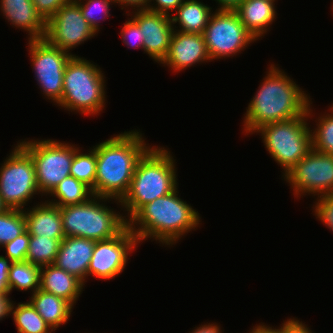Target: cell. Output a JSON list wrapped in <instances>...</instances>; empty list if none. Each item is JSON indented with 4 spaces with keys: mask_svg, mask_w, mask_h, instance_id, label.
I'll list each match as a JSON object with an SVG mask.
<instances>
[{
    "mask_svg": "<svg viewBox=\"0 0 333 333\" xmlns=\"http://www.w3.org/2000/svg\"><path fill=\"white\" fill-rule=\"evenodd\" d=\"M271 64L243 119L245 135L268 124L301 117L307 113L310 96L280 67Z\"/></svg>",
    "mask_w": 333,
    "mask_h": 333,
    "instance_id": "6da1fadb",
    "label": "cell"
},
{
    "mask_svg": "<svg viewBox=\"0 0 333 333\" xmlns=\"http://www.w3.org/2000/svg\"><path fill=\"white\" fill-rule=\"evenodd\" d=\"M142 135L133 129L95 145V196L121 201L127 194L136 165L151 146Z\"/></svg>",
    "mask_w": 333,
    "mask_h": 333,
    "instance_id": "7a4b0ae2",
    "label": "cell"
},
{
    "mask_svg": "<svg viewBox=\"0 0 333 333\" xmlns=\"http://www.w3.org/2000/svg\"><path fill=\"white\" fill-rule=\"evenodd\" d=\"M178 187L166 196L144 205L129 221L140 244L148 238L167 247L194 231L201 223L198 211L178 197ZM137 227V228H136Z\"/></svg>",
    "mask_w": 333,
    "mask_h": 333,
    "instance_id": "3957f363",
    "label": "cell"
},
{
    "mask_svg": "<svg viewBox=\"0 0 333 333\" xmlns=\"http://www.w3.org/2000/svg\"><path fill=\"white\" fill-rule=\"evenodd\" d=\"M165 147L151 146L139 159L127 194L120 201L127 222L146 204L178 187L175 159ZM128 217V218H127Z\"/></svg>",
    "mask_w": 333,
    "mask_h": 333,
    "instance_id": "277c9868",
    "label": "cell"
},
{
    "mask_svg": "<svg viewBox=\"0 0 333 333\" xmlns=\"http://www.w3.org/2000/svg\"><path fill=\"white\" fill-rule=\"evenodd\" d=\"M105 76L101 68L85 58L72 56L63 75V94L56 104L67 111L99 115L106 105Z\"/></svg>",
    "mask_w": 333,
    "mask_h": 333,
    "instance_id": "5b68a950",
    "label": "cell"
},
{
    "mask_svg": "<svg viewBox=\"0 0 333 333\" xmlns=\"http://www.w3.org/2000/svg\"><path fill=\"white\" fill-rule=\"evenodd\" d=\"M109 200L120 206L119 200L94 195L84 203L60 207L65 237L100 241L118 235L128 222L124 213L106 205Z\"/></svg>",
    "mask_w": 333,
    "mask_h": 333,
    "instance_id": "8992f818",
    "label": "cell"
},
{
    "mask_svg": "<svg viewBox=\"0 0 333 333\" xmlns=\"http://www.w3.org/2000/svg\"><path fill=\"white\" fill-rule=\"evenodd\" d=\"M311 104L305 115L265 125L255 132L261 134L269 155L282 167V177L312 149L311 126L307 122L314 116Z\"/></svg>",
    "mask_w": 333,
    "mask_h": 333,
    "instance_id": "52a82bcc",
    "label": "cell"
},
{
    "mask_svg": "<svg viewBox=\"0 0 333 333\" xmlns=\"http://www.w3.org/2000/svg\"><path fill=\"white\" fill-rule=\"evenodd\" d=\"M18 143L33 159L41 197L48 196L64 178L70 176L74 152L78 148L74 144L52 139H24Z\"/></svg>",
    "mask_w": 333,
    "mask_h": 333,
    "instance_id": "ba28073f",
    "label": "cell"
},
{
    "mask_svg": "<svg viewBox=\"0 0 333 333\" xmlns=\"http://www.w3.org/2000/svg\"><path fill=\"white\" fill-rule=\"evenodd\" d=\"M9 154L0 164V196L9 209L24 210L32 197L40 194L35 165L18 142Z\"/></svg>",
    "mask_w": 333,
    "mask_h": 333,
    "instance_id": "9c48e42d",
    "label": "cell"
},
{
    "mask_svg": "<svg viewBox=\"0 0 333 333\" xmlns=\"http://www.w3.org/2000/svg\"><path fill=\"white\" fill-rule=\"evenodd\" d=\"M211 61L241 54L257 41L235 11L215 10L203 32Z\"/></svg>",
    "mask_w": 333,
    "mask_h": 333,
    "instance_id": "30bf717a",
    "label": "cell"
},
{
    "mask_svg": "<svg viewBox=\"0 0 333 333\" xmlns=\"http://www.w3.org/2000/svg\"><path fill=\"white\" fill-rule=\"evenodd\" d=\"M27 47L35 79L42 94L57 104L63 94V75L66 64L75 54L51 45L45 38L30 39Z\"/></svg>",
    "mask_w": 333,
    "mask_h": 333,
    "instance_id": "8fae6325",
    "label": "cell"
},
{
    "mask_svg": "<svg viewBox=\"0 0 333 333\" xmlns=\"http://www.w3.org/2000/svg\"><path fill=\"white\" fill-rule=\"evenodd\" d=\"M295 198L333 193V155L313 148L290 171L283 176Z\"/></svg>",
    "mask_w": 333,
    "mask_h": 333,
    "instance_id": "7c38bea8",
    "label": "cell"
},
{
    "mask_svg": "<svg viewBox=\"0 0 333 333\" xmlns=\"http://www.w3.org/2000/svg\"><path fill=\"white\" fill-rule=\"evenodd\" d=\"M139 243L128 225L116 236L95 241L92 258L88 267V276L100 280L113 279L122 273L128 263V255Z\"/></svg>",
    "mask_w": 333,
    "mask_h": 333,
    "instance_id": "4fadbf2b",
    "label": "cell"
},
{
    "mask_svg": "<svg viewBox=\"0 0 333 333\" xmlns=\"http://www.w3.org/2000/svg\"><path fill=\"white\" fill-rule=\"evenodd\" d=\"M97 33L82 16L79 5L71 0L62 5L46 22L45 39L68 53Z\"/></svg>",
    "mask_w": 333,
    "mask_h": 333,
    "instance_id": "5bb4252c",
    "label": "cell"
},
{
    "mask_svg": "<svg viewBox=\"0 0 333 333\" xmlns=\"http://www.w3.org/2000/svg\"><path fill=\"white\" fill-rule=\"evenodd\" d=\"M133 15H130V14ZM144 34L143 51L161 64L169 52L174 28L169 15L148 9L135 10L127 14Z\"/></svg>",
    "mask_w": 333,
    "mask_h": 333,
    "instance_id": "9a60e30c",
    "label": "cell"
},
{
    "mask_svg": "<svg viewBox=\"0 0 333 333\" xmlns=\"http://www.w3.org/2000/svg\"><path fill=\"white\" fill-rule=\"evenodd\" d=\"M212 62L203 34L174 30L169 52L161 64L173 72L186 70L195 64ZM166 65V66H165Z\"/></svg>",
    "mask_w": 333,
    "mask_h": 333,
    "instance_id": "2e32d148",
    "label": "cell"
},
{
    "mask_svg": "<svg viewBox=\"0 0 333 333\" xmlns=\"http://www.w3.org/2000/svg\"><path fill=\"white\" fill-rule=\"evenodd\" d=\"M95 241L79 237H65L60 245L55 265L76 276L84 284L88 279V267L92 258Z\"/></svg>",
    "mask_w": 333,
    "mask_h": 333,
    "instance_id": "e0dca14e",
    "label": "cell"
},
{
    "mask_svg": "<svg viewBox=\"0 0 333 333\" xmlns=\"http://www.w3.org/2000/svg\"><path fill=\"white\" fill-rule=\"evenodd\" d=\"M0 11L10 25L28 33V40L45 37L46 22L35 10L32 0H0Z\"/></svg>",
    "mask_w": 333,
    "mask_h": 333,
    "instance_id": "ac0fdd59",
    "label": "cell"
},
{
    "mask_svg": "<svg viewBox=\"0 0 333 333\" xmlns=\"http://www.w3.org/2000/svg\"><path fill=\"white\" fill-rule=\"evenodd\" d=\"M24 215L29 235L58 240L65 238L59 206L45 200L30 209H24Z\"/></svg>",
    "mask_w": 333,
    "mask_h": 333,
    "instance_id": "d6986e66",
    "label": "cell"
},
{
    "mask_svg": "<svg viewBox=\"0 0 333 333\" xmlns=\"http://www.w3.org/2000/svg\"><path fill=\"white\" fill-rule=\"evenodd\" d=\"M84 283L55 264L41 266L39 289L69 301L73 306L82 294Z\"/></svg>",
    "mask_w": 333,
    "mask_h": 333,
    "instance_id": "ffe728a7",
    "label": "cell"
},
{
    "mask_svg": "<svg viewBox=\"0 0 333 333\" xmlns=\"http://www.w3.org/2000/svg\"><path fill=\"white\" fill-rule=\"evenodd\" d=\"M275 0H244L234 11L258 41L276 19Z\"/></svg>",
    "mask_w": 333,
    "mask_h": 333,
    "instance_id": "44dd1931",
    "label": "cell"
},
{
    "mask_svg": "<svg viewBox=\"0 0 333 333\" xmlns=\"http://www.w3.org/2000/svg\"><path fill=\"white\" fill-rule=\"evenodd\" d=\"M29 299L31 305L53 331L68 323L75 307L69 301L41 289L31 294Z\"/></svg>",
    "mask_w": 333,
    "mask_h": 333,
    "instance_id": "7402d4cb",
    "label": "cell"
},
{
    "mask_svg": "<svg viewBox=\"0 0 333 333\" xmlns=\"http://www.w3.org/2000/svg\"><path fill=\"white\" fill-rule=\"evenodd\" d=\"M175 11V16L170 15L174 30L197 34H203L213 12L210 6L200 0H185ZM176 23L179 26L176 27ZM178 27L180 29H176Z\"/></svg>",
    "mask_w": 333,
    "mask_h": 333,
    "instance_id": "603a6c76",
    "label": "cell"
},
{
    "mask_svg": "<svg viewBox=\"0 0 333 333\" xmlns=\"http://www.w3.org/2000/svg\"><path fill=\"white\" fill-rule=\"evenodd\" d=\"M49 195L54 199L46 201L59 207L81 204L94 196L89 186L72 176L64 178Z\"/></svg>",
    "mask_w": 333,
    "mask_h": 333,
    "instance_id": "cb8c5ba5",
    "label": "cell"
},
{
    "mask_svg": "<svg viewBox=\"0 0 333 333\" xmlns=\"http://www.w3.org/2000/svg\"><path fill=\"white\" fill-rule=\"evenodd\" d=\"M11 306V316L18 333H54L29 301Z\"/></svg>",
    "mask_w": 333,
    "mask_h": 333,
    "instance_id": "d4e9b609",
    "label": "cell"
},
{
    "mask_svg": "<svg viewBox=\"0 0 333 333\" xmlns=\"http://www.w3.org/2000/svg\"><path fill=\"white\" fill-rule=\"evenodd\" d=\"M41 267L30 262H13L9 271V288L19 291L30 290L33 294L40 286Z\"/></svg>",
    "mask_w": 333,
    "mask_h": 333,
    "instance_id": "484cf974",
    "label": "cell"
},
{
    "mask_svg": "<svg viewBox=\"0 0 333 333\" xmlns=\"http://www.w3.org/2000/svg\"><path fill=\"white\" fill-rule=\"evenodd\" d=\"M62 240L30 235L26 261L38 266L54 264Z\"/></svg>",
    "mask_w": 333,
    "mask_h": 333,
    "instance_id": "4316f807",
    "label": "cell"
},
{
    "mask_svg": "<svg viewBox=\"0 0 333 333\" xmlns=\"http://www.w3.org/2000/svg\"><path fill=\"white\" fill-rule=\"evenodd\" d=\"M78 148L74 152L71 163L70 176L85 183L91 189L95 187L96 180V152L93 146L87 153ZM83 152V153H82Z\"/></svg>",
    "mask_w": 333,
    "mask_h": 333,
    "instance_id": "83f0119b",
    "label": "cell"
},
{
    "mask_svg": "<svg viewBox=\"0 0 333 333\" xmlns=\"http://www.w3.org/2000/svg\"><path fill=\"white\" fill-rule=\"evenodd\" d=\"M329 110L330 114L325 112L315 120L316 128L311 130L312 148L333 155V103Z\"/></svg>",
    "mask_w": 333,
    "mask_h": 333,
    "instance_id": "f1b7e54d",
    "label": "cell"
},
{
    "mask_svg": "<svg viewBox=\"0 0 333 333\" xmlns=\"http://www.w3.org/2000/svg\"><path fill=\"white\" fill-rule=\"evenodd\" d=\"M26 231L24 210L9 209L0 214V248Z\"/></svg>",
    "mask_w": 333,
    "mask_h": 333,
    "instance_id": "f546056e",
    "label": "cell"
},
{
    "mask_svg": "<svg viewBox=\"0 0 333 333\" xmlns=\"http://www.w3.org/2000/svg\"><path fill=\"white\" fill-rule=\"evenodd\" d=\"M80 7L82 16L87 20L93 30L98 33L100 31V21L109 18L111 14L109 9L114 3L113 0H74ZM86 1V2H84ZM111 5V6H110ZM102 14L104 18L98 19L96 16Z\"/></svg>",
    "mask_w": 333,
    "mask_h": 333,
    "instance_id": "4dcf8cb0",
    "label": "cell"
},
{
    "mask_svg": "<svg viewBox=\"0 0 333 333\" xmlns=\"http://www.w3.org/2000/svg\"><path fill=\"white\" fill-rule=\"evenodd\" d=\"M30 235L26 230L21 235L17 236L13 241L5 244L3 248L6 251V257L12 262H25L28 253Z\"/></svg>",
    "mask_w": 333,
    "mask_h": 333,
    "instance_id": "1f68e13d",
    "label": "cell"
},
{
    "mask_svg": "<svg viewBox=\"0 0 333 333\" xmlns=\"http://www.w3.org/2000/svg\"><path fill=\"white\" fill-rule=\"evenodd\" d=\"M312 210L316 218L333 232V193L315 198Z\"/></svg>",
    "mask_w": 333,
    "mask_h": 333,
    "instance_id": "d6a6232c",
    "label": "cell"
},
{
    "mask_svg": "<svg viewBox=\"0 0 333 333\" xmlns=\"http://www.w3.org/2000/svg\"><path fill=\"white\" fill-rule=\"evenodd\" d=\"M120 36L128 49H130L129 47L143 49L145 38L144 34L141 32L140 27L132 18H129L126 20V22H124Z\"/></svg>",
    "mask_w": 333,
    "mask_h": 333,
    "instance_id": "836d02e7",
    "label": "cell"
},
{
    "mask_svg": "<svg viewBox=\"0 0 333 333\" xmlns=\"http://www.w3.org/2000/svg\"><path fill=\"white\" fill-rule=\"evenodd\" d=\"M71 0H32L35 10L47 22L58 9Z\"/></svg>",
    "mask_w": 333,
    "mask_h": 333,
    "instance_id": "e575fe53",
    "label": "cell"
},
{
    "mask_svg": "<svg viewBox=\"0 0 333 333\" xmlns=\"http://www.w3.org/2000/svg\"><path fill=\"white\" fill-rule=\"evenodd\" d=\"M184 1L185 0H149L147 9L170 16V13L174 12Z\"/></svg>",
    "mask_w": 333,
    "mask_h": 333,
    "instance_id": "d590c367",
    "label": "cell"
},
{
    "mask_svg": "<svg viewBox=\"0 0 333 333\" xmlns=\"http://www.w3.org/2000/svg\"><path fill=\"white\" fill-rule=\"evenodd\" d=\"M281 325L278 328L273 327V329L277 333H313L305 323L296 319V317L283 320Z\"/></svg>",
    "mask_w": 333,
    "mask_h": 333,
    "instance_id": "8d00e7d4",
    "label": "cell"
},
{
    "mask_svg": "<svg viewBox=\"0 0 333 333\" xmlns=\"http://www.w3.org/2000/svg\"><path fill=\"white\" fill-rule=\"evenodd\" d=\"M13 262L6 256L0 255V294L10 296L9 271Z\"/></svg>",
    "mask_w": 333,
    "mask_h": 333,
    "instance_id": "74e56055",
    "label": "cell"
},
{
    "mask_svg": "<svg viewBox=\"0 0 333 333\" xmlns=\"http://www.w3.org/2000/svg\"><path fill=\"white\" fill-rule=\"evenodd\" d=\"M115 4L121 6V9H129L131 7L132 11L147 9L149 0H113ZM125 7V8H124Z\"/></svg>",
    "mask_w": 333,
    "mask_h": 333,
    "instance_id": "f35d334b",
    "label": "cell"
},
{
    "mask_svg": "<svg viewBox=\"0 0 333 333\" xmlns=\"http://www.w3.org/2000/svg\"><path fill=\"white\" fill-rule=\"evenodd\" d=\"M195 329L191 330L189 333H222V329L220 327V325H218L216 322L215 323H208L207 324H203V325H199L196 327H194Z\"/></svg>",
    "mask_w": 333,
    "mask_h": 333,
    "instance_id": "ab89813d",
    "label": "cell"
},
{
    "mask_svg": "<svg viewBox=\"0 0 333 333\" xmlns=\"http://www.w3.org/2000/svg\"><path fill=\"white\" fill-rule=\"evenodd\" d=\"M12 302L10 297L0 294V321L11 315Z\"/></svg>",
    "mask_w": 333,
    "mask_h": 333,
    "instance_id": "60d3db41",
    "label": "cell"
},
{
    "mask_svg": "<svg viewBox=\"0 0 333 333\" xmlns=\"http://www.w3.org/2000/svg\"><path fill=\"white\" fill-rule=\"evenodd\" d=\"M218 3L216 10L234 11L244 0H214Z\"/></svg>",
    "mask_w": 333,
    "mask_h": 333,
    "instance_id": "b9f144b4",
    "label": "cell"
},
{
    "mask_svg": "<svg viewBox=\"0 0 333 333\" xmlns=\"http://www.w3.org/2000/svg\"><path fill=\"white\" fill-rule=\"evenodd\" d=\"M273 326L266 325L265 323L256 324L249 333H277L273 328Z\"/></svg>",
    "mask_w": 333,
    "mask_h": 333,
    "instance_id": "7bdbcfd3",
    "label": "cell"
},
{
    "mask_svg": "<svg viewBox=\"0 0 333 333\" xmlns=\"http://www.w3.org/2000/svg\"><path fill=\"white\" fill-rule=\"evenodd\" d=\"M9 210L8 206L4 203L3 199L0 196V214Z\"/></svg>",
    "mask_w": 333,
    "mask_h": 333,
    "instance_id": "ee69618b",
    "label": "cell"
}]
</instances>
